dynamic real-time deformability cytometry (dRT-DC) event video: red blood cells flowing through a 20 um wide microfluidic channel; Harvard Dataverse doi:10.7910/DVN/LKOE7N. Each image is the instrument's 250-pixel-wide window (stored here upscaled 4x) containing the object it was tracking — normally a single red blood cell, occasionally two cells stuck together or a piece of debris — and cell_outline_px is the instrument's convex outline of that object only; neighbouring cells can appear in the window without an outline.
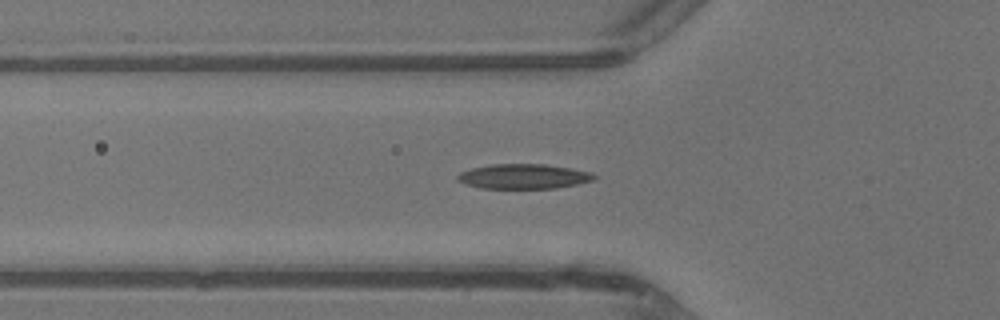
{"species": "common noctule bat (a hibernating species)", "species_latin": "Nyctalus noctula", "temperature_condition": "warm", "stored_images_in_passage": 36, "camera_frame_rate_fps": 3000, "um_per_image_px": 0.085, "animal": {"sex": "male", "body_mass_g": 13.3}, "frame": {"image": 1, "passage_image": 11, "time_ms": 3.333, "image_size_px": [1000, 320], "cell_outline_px": [[596, 176], [592, 180], [576, 184], [556, 188], [480, 188], [464, 184], [456, 180], [456, 176], [460, 172], [472, 168], [492, 164], [544, 164], [592, 172]], "centroid_in_image_um": [44.45, 14.99], "position_along_channel_um": 81.4, "area_um2": 19.65}}
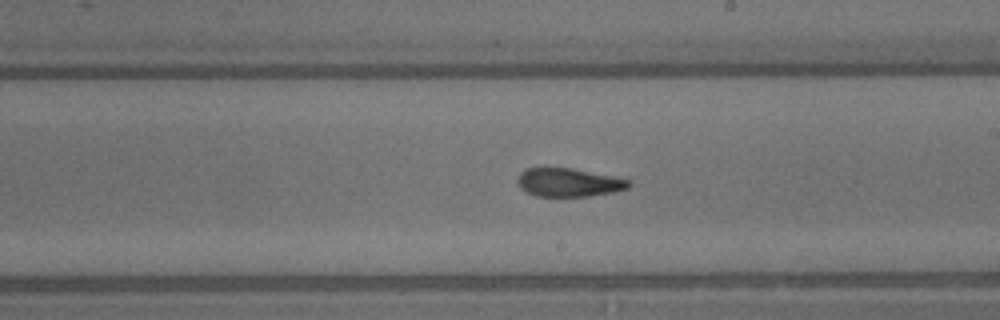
{"frame": {"image": 2, "passage_image": 21, "time_ms": 6.667, "image_size_px": [1000, 320], "cell_outline_px": [[632, 184], [628, 188], [612, 192], [588, 196], [536, 196], [524, 192], [520, 188], [516, 180], [520, 172], [528, 168], [572, 168], [632, 180]], "centroid_in_image_um": [48.32, 15.51], "position_along_channel_um": 240.7, "area_um2": 18.5}}
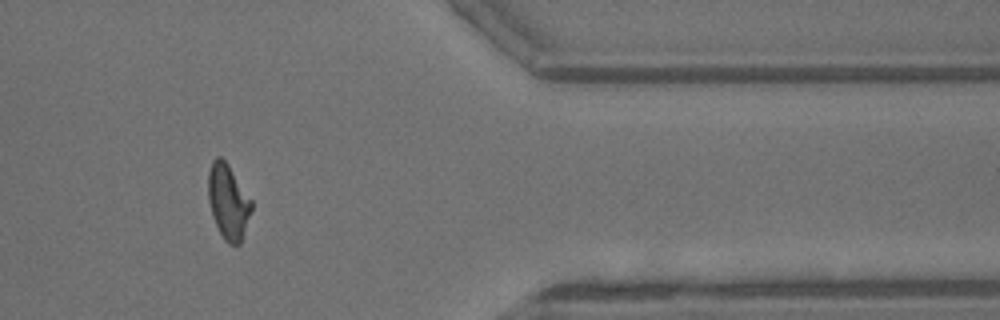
{"frame": {"image": 3, "passage_image": 32, "time_ms": 10.333, "image_size_px": [1000, 320], "cell_outline_px": [[252, 208], [240, 244], [228, 244], [224, 240], [212, 216], [208, 200], [208, 172], [212, 160], [216, 156], [220, 156], [228, 164], [252, 200]], "centroid_in_image_um": [19.38, 17.12], "position_along_channel_um": 392.0, "area_um2": 18.84}, "authors_computed_cell_mechanics": {"area_um2": 18.9873, "velocity_mm_per_s": 4.7488, "shape_relaxation_time_tau1_ms": 4.0387, "shape_relaxation_time_tau2_ms": 2.1615, "deformation_change_tau1": 0.1762, "deformation_change_tau2": 0.0997}}